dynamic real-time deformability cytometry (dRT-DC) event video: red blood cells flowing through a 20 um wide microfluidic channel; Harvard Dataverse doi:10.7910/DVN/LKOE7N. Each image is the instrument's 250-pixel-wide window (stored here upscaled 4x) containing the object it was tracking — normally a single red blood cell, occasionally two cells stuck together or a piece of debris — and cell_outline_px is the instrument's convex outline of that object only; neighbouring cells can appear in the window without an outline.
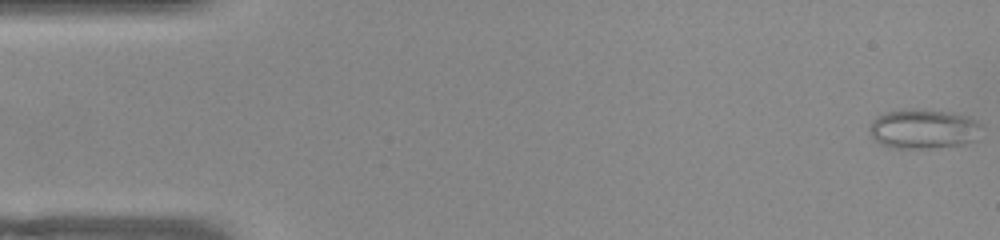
{"species": "common noctule bat (a hibernating species)", "species_latin": "Nyctalus noctula", "temperature_condition": "warm", "stored_images_in_passage": 52, "camera_frame_rate_fps": 3000, "um_per_image_px": 0.085, "animal": {"sex": "female", "body_mass_g": 22.0, "forearm_length_mm": 56.7}, "frame": {"image": 1, "passage_image": 1, "time_ms": 0.0, "image_size_px": [1000, 240], "cell_outline_px": [[984, 124], [976, 140], [964, 144], [932, 148], [892, 148], [880, 144], [872, 136], [868, 128], [872, 120], [876, 116], [884, 112], [900, 108], [924, 108], [948, 112], [968, 116]], "centroid_in_image_um": [78.49, 10.93], "position_along_channel_um": 6.5, "area_um2": 26.59}}
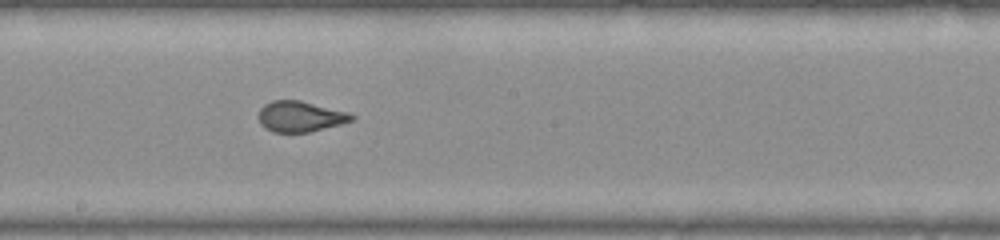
{"frame": {"image": 2, "passage_image": 28, "time_ms": 9.0, "image_size_px": [1000, 240], "cell_outline_px": [[356, 116], [352, 120], [340, 124], [308, 132], [272, 132], [264, 128], [260, 124], [260, 108], [264, 104], [272, 100], [300, 100], [352, 112]], "centroid_in_image_um": [25.55, 9.89], "position_along_channel_um": 222.7, "area_um2": 16.76}}
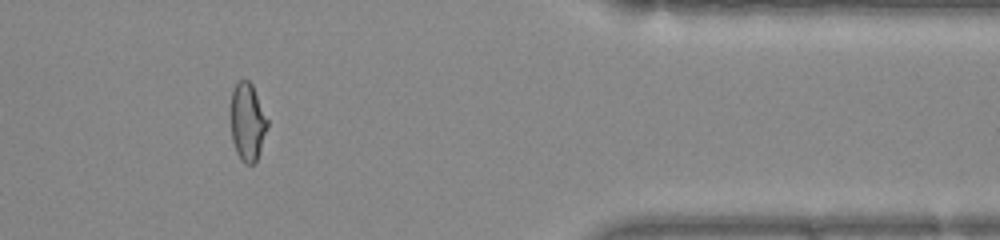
{"frame": {"image": 3, "passage_image": 43, "time_ms": 14.0, "image_size_px": [1000, 240], "cell_outline_px": [[268, 128], [256, 160], [252, 164], [244, 164], [240, 160], [236, 152], [232, 140], [232, 92], [236, 84], [240, 80], [248, 80], [252, 84], [268, 120]], "centroid_in_image_um": [21.05, 10.39], "position_along_channel_um": 390.4, "area_um2": 16.36}}